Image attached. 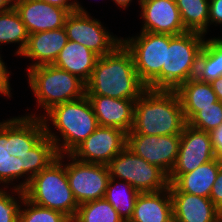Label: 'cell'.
Instances as JSON below:
<instances>
[{
	"instance_id": "obj_1",
	"label": "cell",
	"mask_w": 222,
	"mask_h": 222,
	"mask_svg": "<svg viewBox=\"0 0 222 222\" xmlns=\"http://www.w3.org/2000/svg\"><path fill=\"white\" fill-rule=\"evenodd\" d=\"M58 158L54 142L46 136L41 117L22 115L0 125V184L24 191L31 179Z\"/></svg>"
},
{
	"instance_id": "obj_2",
	"label": "cell",
	"mask_w": 222,
	"mask_h": 222,
	"mask_svg": "<svg viewBox=\"0 0 222 222\" xmlns=\"http://www.w3.org/2000/svg\"><path fill=\"white\" fill-rule=\"evenodd\" d=\"M146 90L136 72L133 56L123 43L97 59L86 82V95L136 100Z\"/></svg>"
},
{
	"instance_id": "obj_3",
	"label": "cell",
	"mask_w": 222,
	"mask_h": 222,
	"mask_svg": "<svg viewBox=\"0 0 222 222\" xmlns=\"http://www.w3.org/2000/svg\"><path fill=\"white\" fill-rule=\"evenodd\" d=\"M45 114L28 113L26 116L41 117L46 136L54 142L58 155L70 154L99 126L87 95L73 101L58 104ZM49 121L57 129L59 135L52 132Z\"/></svg>"
},
{
	"instance_id": "obj_4",
	"label": "cell",
	"mask_w": 222,
	"mask_h": 222,
	"mask_svg": "<svg viewBox=\"0 0 222 222\" xmlns=\"http://www.w3.org/2000/svg\"><path fill=\"white\" fill-rule=\"evenodd\" d=\"M187 124L175 91L147 89L136 99L131 131L143 135L181 134Z\"/></svg>"
},
{
	"instance_id": "obj_5",
	"label": "cell",
	"mask_w": 222,
	"mask_h": 222,
	"mask_svg": "<svg viewBox=\"0 0 222 222\" xmlns=\"http://www.w3.org/2000/svg\"><path fill=\"white\" fill-rule=\"evenodd\" d=\"M63 160L64 154L58 155V158L46 169L41 170L31 179L24 193L32 203L60 211L72 221L79 204L69 186L66 164Z\"/></svg>"
},
{
	"instance_id": "obj_6",
	"label": "cell",
	"mask_w": 222,
	"mask_h": 222,
	"mask_svg": "<svg viewBox=\"0 0 222 222\" xmlns=\"http://www.w3.org/2000/svg\"><path fill=\"white\" fill-rule=\"evenodd\" d=\"M28 84L38 107L46 113L52 107L86 95V83L78 76L52 65L27 70Z\"/></svg>"
},
{
	"instance_id": "obj_7",
	"label": "cell",
	"mask_w": 222,
	"mask_h": 222,
	"mask_svg": "<svg viewBox=\"0 0 222 222\" xmlns=\"http://www.w3.org/2000/svg\"><path fill=\"white\" fill-rule=\"evenodd\" d=\"M204 37L201 33L190 31L170 35L169 46H166V68L161 70V90L175 91L195 77Z\"/></svg>"
},
{
	"instance_id": "obj_8",
	"label": "cell",
	"mask_w": 222,
	"mask_h": 222,
	"mask_svg": "<svg viewBox=\"0 0 222 222\" xmlns=\"http://www.w3.org/2000/svg\"><path fill=\"white\" fill-rule=\"evenodd\" d=\"M137 35L122 38V43L131 52L136 72L147 89L161 90V70L166 68L170 35L145 31Z\"/></svg>"
},
{
	"instance_id": "obj_9",
	"label": "cell",
	"mask_w": 222,
	"mask_h": 222,
	"mask_svg": "<svg viewBox=\"0 0 222 222\" xmlns=\"http://www.w3.org/2000/svg\"><path fill=\"white\" fill-rule=\"evenodd\" d=\"M107 168L111 178L129 183L139 193L169 188L168 174L136 155L127 146L107 164Z\"/></svg>"
},
{
	"instance_id": "obj_10",
	"label": "cell",
	"mask_w": 222,
	"mask_h": 222,
	"mask_svg": "<svg viewBox=\"0 0 222 222\" xmlns=\"http://www.w3.org/2000/svg\"><path fill=\"white\" fill-rule=\"evenodd\" d=\"M90 15L75 11L67 16L64 28L68 40L84 45L99 57L111 53L122 43V38L110 33L100 20Z\"/></svg>"
},
{
	"instance_id": "obj_11",
	"label": "cell",
	"mask_w": 222,
	"mask_h": 222,
	"mask_svg": "<svg viewBox=\"0 0 222 222\" xmlns=\"http://www.w3.org/2000/svg\"><path fill=\"white\" fill-rule=\"evenodd\" d=\"M71 162L66 163L69 186L79 205L103 199L110 178L107 165L84 163L70 154H64Z\"/></svg>"
},
{
	"instance_id": "obj_12",
	"label": "cell",
	"mask_w": 222,
	"mask_h": 222,
	"mask_svg": "<svg viewBox=\"0 0 222 222\" xmlns=\"http://www.w3.org/2000/svg\"><path fill=\"white\" fill-rule=\"evenodd\" d=\"M127 145V133L116 127L98 126L70 155L84 163L107 165Z\"/></svg>"
},
{
	"instance_id": "obj_13",
	"label": "cell",
	"mask_w": 222,
	"mask_h": 222,
	"mask_svg": "<svg viewBox=\"0 0 222 222\" xmlns=\"http://www.w3.org/2000/svg\"><path fill=\"white\" fill-rule=\"evenodd\" d=\"M181 134L143 135L127 133V147L148 163L160 167L168 175L173 169L178 152Z\"/></svg>"
},
{
	"instance_id": "obj_14",
	"label": "cell",
	"mask_w": 222,
	"mask_h": 222,
	"mask_svg": "<svg viewBox=\"0 0 222 222\" xmlns=\"http://www.w3.org/2000/svg\"><path fill=\"white\" fill-rule=\"evenodd\" d=\"M215 158L209 132L186 124L181 133L176 163L168 175L169 183H172L179 175L192 172Z\"/></svg>"
},
{
	"instance_id": "obj_15",
	"label": "cell",
	"mask_w": 222,
	"mask_h": 222,
	"mask_svg": "<svg viewBox=\"0 0 222 222\" xmlns=\"http://www.w3.org/2000/svg\"><path fill=\"white\" fill-rule=\"evenodd\" d=\"M141 31L178 35L186 32L176 0H141Z\"/></svg>"
},
{
	"instance_id": "obj_16",
	"label": "cell",
	"mask_w": 222,
	"mask_h": 222,
	"mask_svg": "<svg viewBox=\"0 0 222 222\" xmlns=\"http://www.w3.org/2000/svg\"><path fill=\"white\" fill-rule=\"evenodd\" d=\"M14 8L29 34L63 28L70 14L41 0H14Z\"/></svg>"
},
{
	"instance_id": "obj_17",
	"label": "cell",
	"mask_w": 222,
	"mask_h": 222,
	"mask_svg": "<svg viewBox=\"0 0 222 222\" xmlns=\"http://www.w3.org/2000/svg\"><path fill=\"white\" fill-rule=\"evenodd\" d=\"M99 126L116 127L129 133L134 122L136 100L87 95Z\"/></svg>"
},
{
	"instance_id": "obj_18",
	"label": "cell",
	"mask_w": 222,
	"mask_h": 222,
	"mask_svg": "<svg viewBox=\"0 0 222 222\" xmlns=\"http://www.w3.org/2000/svg\"><path fill=\"white\" fill-rule=\"evenodd\" d=\"M68 42L65 28L29 34L27 45L20 55L32 59V67L52 65Z\"/></svg>"
},
{
	"instance_id": "obj_19",
	"label": "cell",
	"mask_w": 222,
	"mask_h": 222,
	"mask_svg": "<svg viewBox=\"0 0 222 222\" xmlns=\"http://www.w3.org/2000/svg\"><path fill=\"white\" fill-rule=\"evenodd\" d=\"M173 222H218V208L210 198L170 190Z\"/></svg>"
},
{
	"instance_id": "obj_20",
	"label": "cell",
	"mask_w": 222,
	"mask_h": 222,
	"mask_svg": "<svg viewBox=\"0 0 222 222\" xmlns=\"http://www.w3.org/2000/svg\"><path fill=\"white\" fill-rule=\"evenodd\" d=\"M129 222H173V204L169 188L139 193Z\"/></svg>"
},
{
	"instance_id": "obj_21",
	"label": "cell",
	"mask_w": 222,
	"mask_h": 222,
	"mask_svg": "<svg viewBox=\"0 0 222 222\" xmlns=\"http://www.w3.org/2000/svg\"><path fill=\"white\" fill-rule=\"evenodd\" d=\"M222 160L215 158L189 173L179 175L169 184V190H180L193 195L210 198Z\"/></svg>"
},
{
	"instance_id": "obj_22",
	"label": "cell",
	"mask_w": 222,
	"mask_h": 222,
	"mask_svg": "<svg viewBox=\"0 0 222 222\" xmlns=\"http://www.w3.org/2000/svg\"><path fill=\"white\" fill-rule=\"evenodd\" d=\"M98 58L96 53L84 45L68 40L53 65L78 76L86 83Z\"/></svg>"
},
{
	"instance_id": "obj_23",
	"label": "cell",
	"mask_w": 222,
	"mask_h": 222,
	"mask_svg": "<svg viewBox=\"0 0 222 222\" xmlns=\"http://www.w3.org/2000/svg\"><path fill=\"white\" fill-rule=\"evenodd\" d=\"M177 93L183 113L188 122L202 107L212 106L219 101L210 82H201L195 77L180 85Z\"/></svg>"
},
{
	"instance_id": "obj_24",
	"label": "cell",
	"mask_w": 222,
	"mask_h": 222,
	"mask_svg": "<svg viewBox=\"0 0 222 222\" xmlns=\"http://www.w3.org/2000/svg\"><path fill=\"white\" fill-rule=\"evenodd\" d=\"M222 77V38L206 39L198 57L195 78L211 82Z\"/></svg>"
},
{
	"instance_id": "obj_25",
	"label": "cell",
	"mask_w": 222,
	"mask_h": 222,
	"mask_svg": "<svg viewBox=\"0 0 222 222\" xmlns=\"http://www.w3.org/2000/svg\"><path fill=\"white\" fill-rule=\"evenodd\" d=\"M109 178L104 199L118 212L124 222L132 218L139 192L129 183Z\"/></svg>"
},
{
	"instance_id": "obj_26",
	"label": "cell",
	"mask_w": 222,
	"mask_h": 222,
	"mask_svg": "<svg viewBox=\"0 0 222 222\" xmlns=\"http://www.w3.org/2000/svg\"><path fill=\"white\" fill-rule=\"evenodd\" d=\"M29 33L14 7L0 12V45L14 43L19 46L15 55L20 56L28 42ZM1 49V47H0Z\"/></svg>"
},
{
	"instance_id": "obj_27",
	"label": "cell",
	"mask_w": 222,
	"mask_h": 222,
	"mask_svg": "<svg viewBox=\"0 0 222 222\" xmlns=\"http://www.w3.org/2000/svg\"><path fill=\"white\" fill-rule=\"evenodd\" d=\"M181 20L187 31L207 34L209 0H176Z\"/></svg>"
},
{
	"instance_id": "obj_28",
	"label": "cell",
	"mask_w": 222,
	"mask_h": 222,
	"mask_svg": "<svg viewBox=\"0 0 222 222\" xmlns=\"http://www.w3.org/2000/svg\"><path fill=\"white\" fill-rule=\"evenodd\" d=\"M72 222H124L112 205L103 199L79 205Z\"/></svg>"
},
{
	"instance_id": "obj_29",
	"label": "cell",
	"mask_w": 222,
	"mask_h": 222,
	"mask_svg": "<svg viewBox=\"0 0 222 222\" xmlns=\"http://www.w3.org/2000/svg\"><path fill=\"white\" fill-rule=\"evenodd\" d=\"M21 206L19 222H72L62 212L38 206L26 197H24Z\"/></svg>"
},
{
	"instance_id": "obj_30",
	"label": "cell",
	"mask_w": 222,
	"mask_h": 222,
	"mask_svg": "<svg viewBox=\"0 0 222 222\" xmlns=\"http://www.w3.org/2000/svg\"><path fill=\"white\" fill-rule=\"evenodd\" d=\"M222 123V102L212 103V106L202 107L188 122L190 126L210 132Z\"/></svg>"
},
{
	"instance_id": "obj_31",
	"label": "cell",
	"mask_w": 222,
	"mask_h": 222,
	"mask_svg": "<svg viewBox=\"0 0 222 222\" xmlns=\"http://www.w3.org/2000/svg\"><path fill=\"white\" fill-rule=\"evenodd\" d=\"M9 191L11 194L6 191V188H0V222H19V210L25 193L15 188ZM15 193L18 197H15Z\"/></svg>"
},
{
	"instance_id": "obj_32",
	"label": "cell",
	"mask_w": 222,
	"mask_h": 222,
	"mask_svg": "<svg viewBox=\"0 0 222 222\" xmlns=\"http://www.w3.org/2000/svg\"><path fill=\"white\" fill-rule=\"evenodd\" d=\"M10 75L11 72L6 67L5 62L3 61L2 56L0 54V94L9 98H11L12 96L11 86L9 81Z\"/></svg>"
},
{
	"instance_id": "obj_33",
	"label": "cell",
	"mask_w": 222,
	"mask_h": 222,
	"mask_svg": "<svg viewBox=\"0 0 222 222\" xmlns=\"http://www.w3.org/2000/svg\"><path fill=\"white\" fill-rule=\"evenodd\" d=\"M222 25V0H209V27Z\"/></svg>"
},
{
	"instance_id": "obj_34",
	"label": "cell",
	"mask_w": 222,
	"mask_h": 222,
	"mask_svg": "<svg viewBox=\"0 0 222 222\" xmlns=\"http://www.w3.org/2000/svg\"><path fill=\"white\" fill-rule=\"evenodd\" d=\"M210 199L218 209L222 206V165L219 168L215 183L212 186Z\"/></svg>"
},
{
	"instance_id": "obj_35",
	"label": "cell",
	"mask_w": 222,
	"mask_h": 222,
	"mask_svg": "<svg viewBox=\"0 0 222 222\" xmlns=\"http://www.w3.org/2000/svg\"><path fill=\"white\" fill-rule=\"evenodd\" d=\"M50 5L57 6L68 10L70 13L72 12H88L84 9V7L77 0H41Z\"/></svg>"
},
{
	"instance_id": "obj_36",
	"label": "cell",
	"mask_w": 222,
	"mask_h": 222,
	"mask_svg": "<svg viewBox=\"0 0 222 222\" xmlns=\"http://www.w3.org/2000/svg\"><path fill=\"white\" fill-rule=\"evenodd\" d=\"M210 138L215 151V157L222 160V123L210 132Z\"/></svg>"
},
{
	"instance_id": "obj_37",
	"label": "cell",
	"mask_w": 222,
	"mask_h": 222,
	"mask_svg": "<svg viewBox=\"0 0 222 222\" xmlns=\"http://www.w3.org/2000/svg\"><path fill=\"white\" fill-rule=\"evenodd\" d=\"M213 91L216 93L219 101L222 102V77L214 79L210 82Z\"/></svg>"
},
{
	"instance_id": "obj_38",
	"label": "cell",
	"mask_w": 222,
	"mask_h": 222,
	"mask_svg": "<svg viewBox=\"0 0 222 222\" xmlns=\"http://www.w3.org/2000/svg\"><path fill=\"white\" fill-rule=\"evenodd\" d=\"M14 7V0H0V12L7 11Z\"/></svg>"
},
{
	"instance_id": "obj_39",
	"label": "cell",
	"mask_w": 222,
	"mask_h": 222,
	"mask_svg": "<svg viewBox=\"0 0 222 222\" xmlns=\"http://www.w3.org/2000/svg\"><path fill=\"white\" fill-rule=\"evenodd\" d=\"M119 8H123L126 9L128 8V6H130V3L132 2V0H112ZM138 4L140 5L141 0H137Z\"/></svg>"
},
{
	"instance_id": "obj_40",
	"label": "cell",
	"mask_w": 222,
	"mask_h": 222,
	"mask_svg": "<svg viewBox=\"0 0 222 222\" xmlns=\"http://www.w3.org/2000/svg\"><path fill=\"white\" fill-rule=\"evenodd\" d=\"M218 222H222V206L218 209Z\"/></svg>"
}]
</instances>
